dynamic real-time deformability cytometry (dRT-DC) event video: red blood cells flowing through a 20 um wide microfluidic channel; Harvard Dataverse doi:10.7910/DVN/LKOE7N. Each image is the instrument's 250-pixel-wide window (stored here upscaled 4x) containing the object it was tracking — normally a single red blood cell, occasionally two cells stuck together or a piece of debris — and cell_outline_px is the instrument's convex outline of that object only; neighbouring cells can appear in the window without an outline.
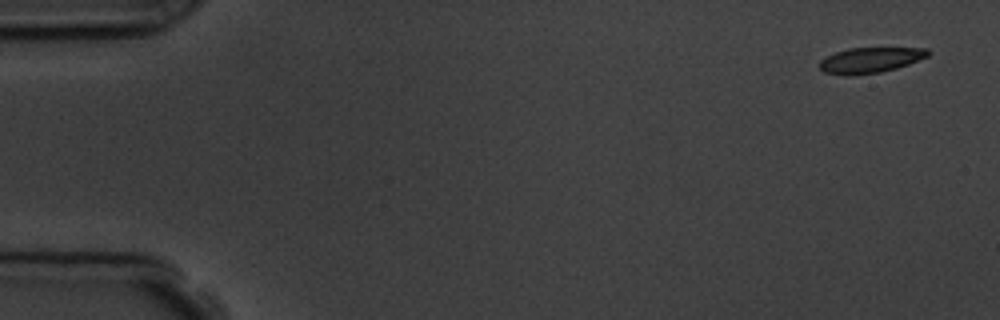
{"species": "common noctule bat (a hibernating species)", "species_latin": "Nyctalus noctula", "temperature_condition": "room temperature", "stored_images_in_passage": 5, "camera_frame_rate_fps": 3000, "um_per_image_px": 0.085, "animal": {"sex": "male", "body_mass_g": 19.5, "forearm_length_mm": 54.6}, "frame": {"image": 1, "passage_image": 1, "time_ms": 0.0, "image_size_px": [1000, 320], "cell_outline_px": [[932, 52], [928, 56], [908, 64], [896, 68], [880, 72], [852, 76], [848, 76], [824, 72], [820, 68], [820, 60], [836, 52], [848, 48], [928, 48]], "centroid_in_image_um": [73.99, 5.11], "position_along_channel_um": 11.0, "area_um2": 16.07}}
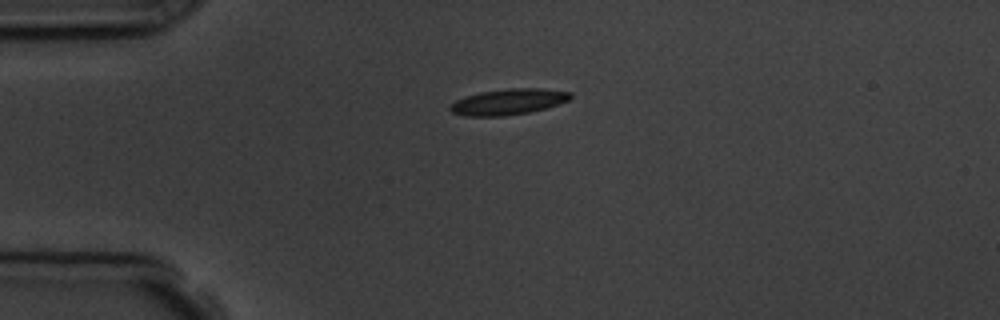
{"frame": {"image": 2, "passage_image": 4, "time_ms": 3.667, "image_size_px": [1000, 320], "cell_outline_px": [[572, 96], [568, 100], [532, 112], [504, 116], [464, 116], [452, 112], [448, 108], [456, 100], [464, 96], [480, 92], [508, 88], [540, 88], [572, 92]], "centroid_in_image_um": [43.18, 8.65], "position_along_channel_um": 41.8, "area_um2": 18.15}}